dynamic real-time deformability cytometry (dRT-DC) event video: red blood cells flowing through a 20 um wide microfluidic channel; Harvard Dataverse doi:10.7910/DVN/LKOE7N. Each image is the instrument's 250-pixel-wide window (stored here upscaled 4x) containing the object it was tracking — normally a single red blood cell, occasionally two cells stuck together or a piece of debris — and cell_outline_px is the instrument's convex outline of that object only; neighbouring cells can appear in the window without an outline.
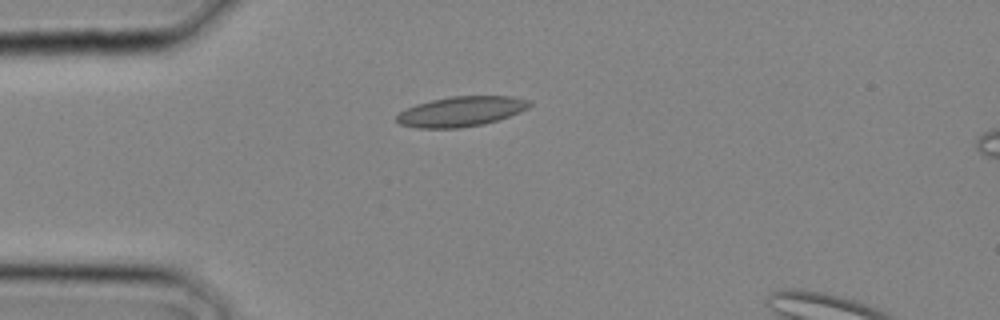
{"species": "common noctule bat (a hibernating species)", "species_latin": "Nyctalus noctula", "temperature_condition": "cold", "stored_images_in_passage": 3, "camera_frame_rate_fps": 3000, "um_per_image_px": 0.085, "animal": {"sex": "male", "body_mass_g": 20.4}, "frame": {"image": 1, "passage_image": 3, "time_ms": 0.667, "image_size_px": [1000, 320], "cell_outline_px": [[532, 104], [528, 108], [520, 112], [484, 124], [460, 128], [416, 128], [400, 124], [396, 120], [396, 116], [400, 112], [416, 104], [432, 100], [452, 96], [512, 96], [528, 100]], "centroid_in_image_um": [39.19, 9.48], "position_along_channel_um": 45.8, "area_um2": 23.12}}